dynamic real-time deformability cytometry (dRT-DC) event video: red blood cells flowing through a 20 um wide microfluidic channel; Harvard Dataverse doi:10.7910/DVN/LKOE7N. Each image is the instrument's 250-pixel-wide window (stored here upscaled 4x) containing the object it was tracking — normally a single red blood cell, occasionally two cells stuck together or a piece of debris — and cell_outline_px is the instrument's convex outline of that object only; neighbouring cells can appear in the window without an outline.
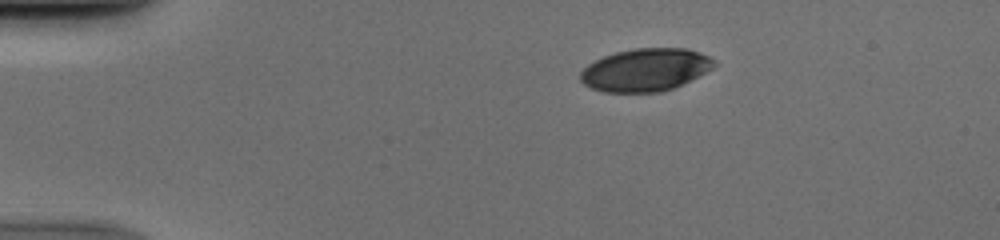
{"species": "human", "species_latin": "Homo sapiens", "temperature_condition": "cold", "stored_images_in_passage": 43, "camera_frame_rate_fps": 3000, "um_per_image_px": 0.085, "donor": {"sex": "male"}, "frame": {"image": 1, "passage_image": 1, "time_ms": 0.0, "image_size_px": [1000, 240], "cell_outline_px": [[716, 64], [712, 68], [672, 88], [660, 92], [604, 92], [592, 88], [584, 84], [580, 80], [580, 72], [588, 64], [604, 56], [616, 52], [636, 48], [688, 48], [700, 52], [716, 60]], "centroid_in_image_um": [54.84, 5.92], "position_along_channel_um": 30.2, "area_um2": 33.0}}
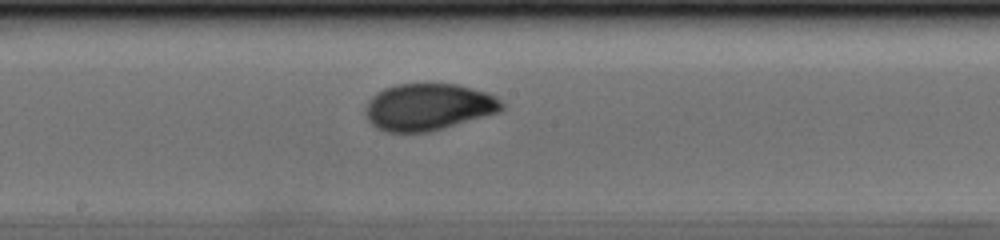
{"frame": {"image": 2, "passage_image": 20, "time_ms": 6.333, "image_size_px": [1000, 240], "cell_outline_px": [[504, 108], [500, 112], [444, 128], [428, 132], [388, 132], [376, 128], [368, 120], [364, 112], [368, 100], [376, 92], [384, 88], [396, 84], [460, 84], [488, 92], [496, 96], [504, 104]], "centroid_in_image_um": [36.42, 9.08], "position_along_channel_um": 211.8, "area_um2": 37.57}}
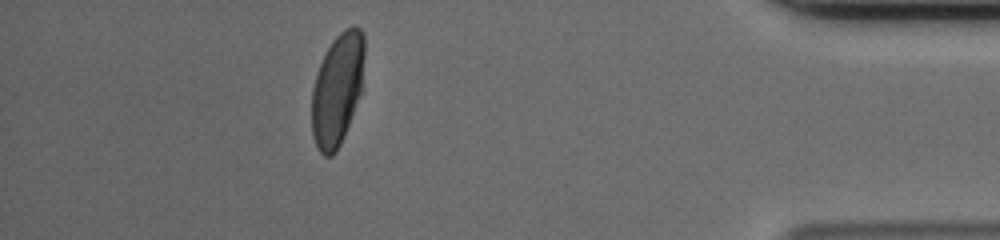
{"frame": {"image": 3, "passage_image": 38, "time_ms": 12.333, "image_size_px": [1000, 240], "cell_outline_px": [[364, 92], [340, 144], [336, 152], [332, 156], [324, 156], [320, 152], [312, 136], [312, 88], [320, 64], [332, 40], [344, 28], [360, 28], [364, 36]], "centroid_in_image_um": [28.72, 7.62], "position_along_channel_um": 406.5, "area_um2": 34.97}}